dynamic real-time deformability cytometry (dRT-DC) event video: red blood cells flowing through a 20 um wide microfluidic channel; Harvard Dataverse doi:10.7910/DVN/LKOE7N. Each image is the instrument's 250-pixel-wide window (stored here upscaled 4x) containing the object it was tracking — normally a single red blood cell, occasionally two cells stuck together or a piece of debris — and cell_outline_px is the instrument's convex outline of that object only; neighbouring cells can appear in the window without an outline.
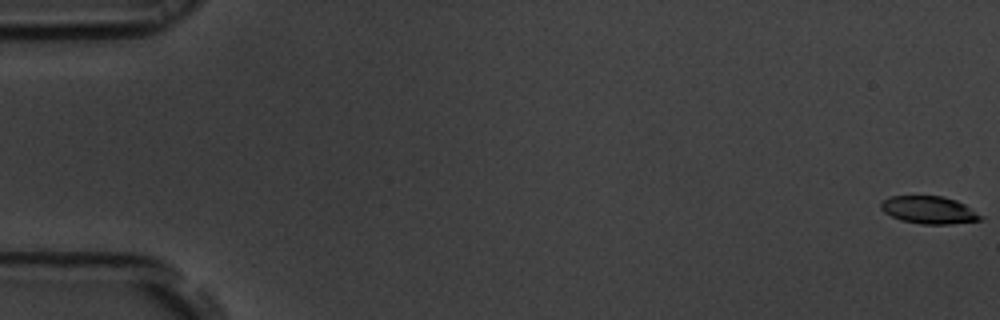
{"species": "common noctule bat (a hibernating species)", "species_latin": "Nyctalus noctula", "temperature_condition": "room temperature", "stored_images_in_passage": 57, "camera_frame_rate_fps": 3000, "um_per_image_px": 0.085, "animal": {"sex": "male", "body_mass_g": 19.5, "forearm_length_mm": 54.6}, "frame": {"image": 1, "passage_image": 1, "time_ms": 0.0, "image_size_px": [1000, 320], "cell_outline_px": [[984, 216], [980, 220], [948, 224], [920, 224], [900, 220], [884, 212], [880, 208], [880, 204], [884, 200], [892, 196], [944, 196], [956, 200], [964, 204]], "centroid_in_image_um": [78.97, 17.85], "position_along_channel_um": 6.0, "area_um2": 15.95}}
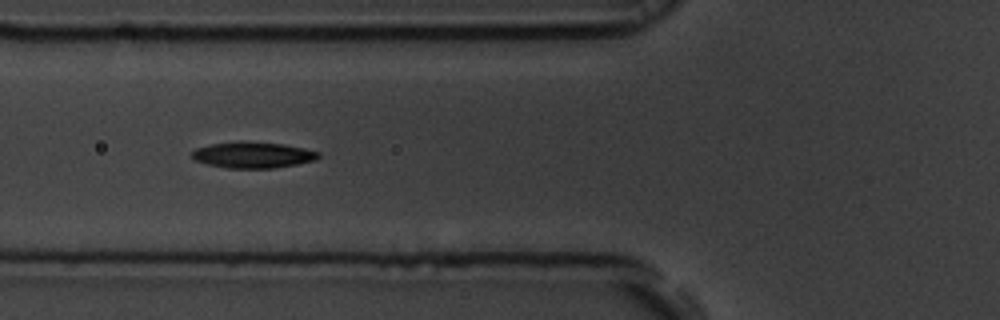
{"frame": {"image": 2, "passage_image": 22, "time_ms": 7.0, "image_size_px": [1000, 320], "cell_outline_px": [[320, 156], [316, 160], [276, 168], [228, 168], [208, 164], [196, 160], [192, 156], [192, 152], [196, 148], [212, 144], [240, 140], [284, 144], [304, 148], [320, 152]], "centroid_in_image_um": [21.53, 13.16], "position_along_channel_um": 104.3, "area_um2": 19.31}}
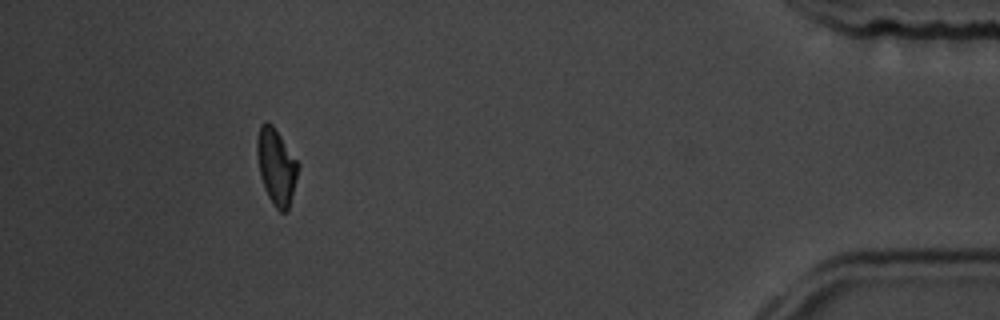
{"frame": {"image": 3, "passage_image": 52, "time_ms": 17.0, "image_size_px": [1000, 320], "cell_outline_px": [[300, 164], [288, 212], [280, 212], [272, 204], [264, 188], [260, 172], [256, 152], [256, 140], [260, 124], [264, 120], [272, 124], [276, 128]], "centroid_in_image_um": [23.49, 14.13], "position_along_channel_um": 411.7, "area_um2": 18.44}, "authors_computed_cell_mechanics": {"area_um2": 18.5538, "velocity_mm_per_s": 3.6707, "shape_relaxation_time_tau1_ms": 3.2782, "shape_relaxation_time_tau2_ms": 7.8465, "deformation_change_tau1": 0.1381, "deformation_change_tau2": 0.1286}}